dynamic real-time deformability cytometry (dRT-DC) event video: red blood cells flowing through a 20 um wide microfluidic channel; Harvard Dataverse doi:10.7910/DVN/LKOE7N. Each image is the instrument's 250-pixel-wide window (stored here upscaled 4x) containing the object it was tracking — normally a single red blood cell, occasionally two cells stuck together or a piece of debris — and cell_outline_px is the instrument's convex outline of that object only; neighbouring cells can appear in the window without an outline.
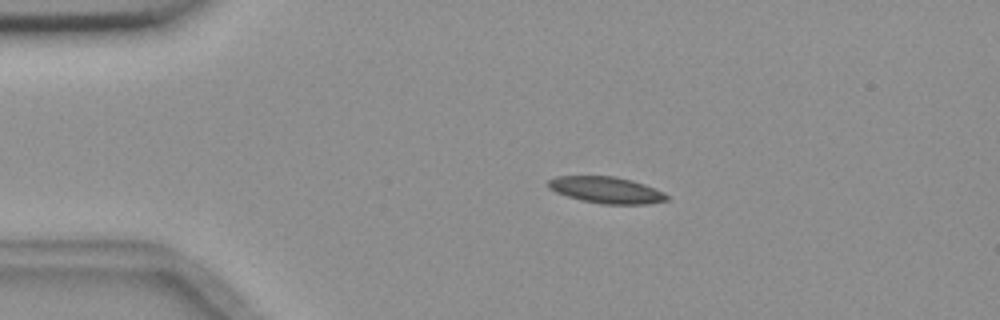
{"species": "common noctule bat (a hibernating species)", "species_latin": "Nyctalus noctula", "temperature_condition": "room temperature", "stored_images_in_passage": 5, "camera_frame_rate_fps": 3000, "um_per_image_px": 0.085, "animal": {"sex": "female", "body_mass_g": 18.4}, "frame": {"image": 1, "passage_image": 3, "time_ms": 2.333, "image_size_px": [1000, 320], "cell_outline_px": [[668, 200], [648, 204], [600, 204], [580, 200], [556, 192], [548, 188], [548, 180], [556, 176], [616, 176], [632, 180], [656, 188], [664, 192], [668, 196]], "centroid_in_image_um": [51.55, 16.15], "position_along_channel_um": 33.5, "area_um2": 18.44}}